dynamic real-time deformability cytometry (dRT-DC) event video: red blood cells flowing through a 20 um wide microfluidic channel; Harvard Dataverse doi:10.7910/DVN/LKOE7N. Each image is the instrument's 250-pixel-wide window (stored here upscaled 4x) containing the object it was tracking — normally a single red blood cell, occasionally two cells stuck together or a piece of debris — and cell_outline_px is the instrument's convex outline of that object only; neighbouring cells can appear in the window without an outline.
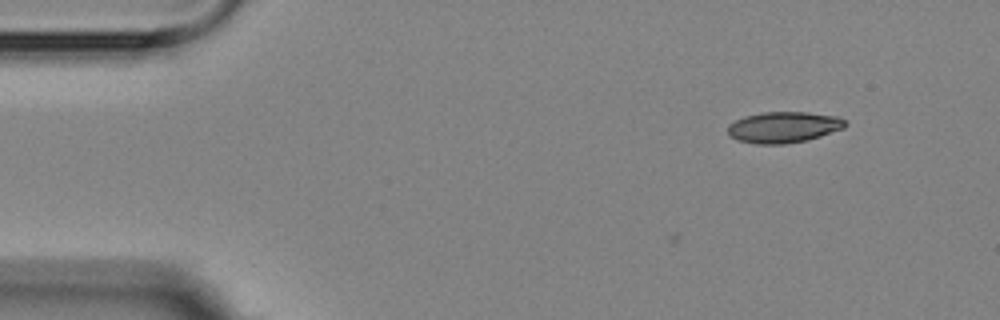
{"species": "Egyptian fruit bat (a non-hibernating species)", "species_latin": "Rousettus aegyptiacus", "temperature_condition": "room temperature", "stored_images_in_passage": 4, "camera_frame_rate_fps": 3000, "um_per_image_px": 0.085, "animal": {"sex": "female"}, "frame": {"image": 1, "passage_image": 4, "time_ms": 3.333, "image_size_px": [1000, 320], "cell_outline_px": [[848, 124], [844, 128], [808, 140], [784, 144], [756, 144], [736, 140], [728, 136], [728, 124], [744, 116], [760, 112], [808, 112], [840, 116]], "centroid_in_image_um": [66.6, 10.81], "position_along_channel_um": 18.4, "area_um2": 21.56}}